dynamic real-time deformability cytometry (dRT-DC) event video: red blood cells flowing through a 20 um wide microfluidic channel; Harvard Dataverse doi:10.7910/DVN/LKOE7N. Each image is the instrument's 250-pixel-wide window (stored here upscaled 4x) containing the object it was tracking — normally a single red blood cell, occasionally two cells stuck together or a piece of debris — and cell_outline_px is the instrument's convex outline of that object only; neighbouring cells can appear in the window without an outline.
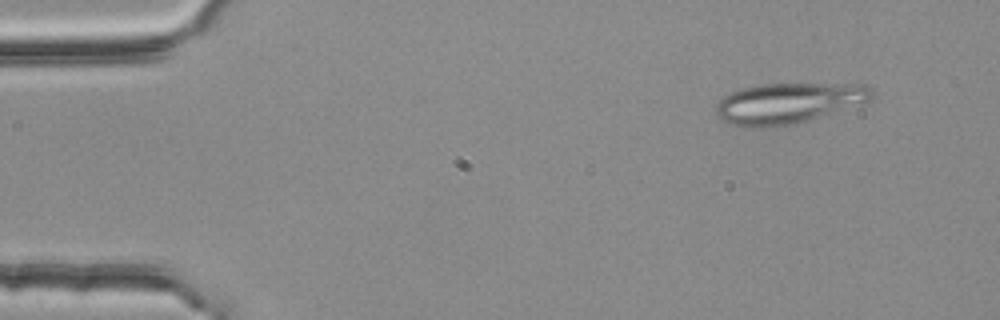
{"species": "common noctule bat (a hibernating species)", "species_latin": "Nyctalus noctula", "temperature_condition": "room temperature", "stored_images_in_passage": 4, "camera_frame_rate_fps": 3000, "um_per_image_px": 0.085, "animal": {"sex": "female", "body_mass_g": 25.1}, "frame": {"image": 1, "passage_image": 2, "time_ms": 0.333, "image_size_px": [1000, 320], "cell_outline_px": [[876, 92], [868, 100], [808, 120], [792, 124], [764, 128], [744, 128], [728, 124], [720, 120], [716, 112], [716, 108], [720, 100], [724, 96], [740, 88], [764, 84], [864, 84], [872, 88]], "centroid_in_image_um": [66.93, 8.77], "position_along_channel_um": 18.1, "area_um2": 36.65}}